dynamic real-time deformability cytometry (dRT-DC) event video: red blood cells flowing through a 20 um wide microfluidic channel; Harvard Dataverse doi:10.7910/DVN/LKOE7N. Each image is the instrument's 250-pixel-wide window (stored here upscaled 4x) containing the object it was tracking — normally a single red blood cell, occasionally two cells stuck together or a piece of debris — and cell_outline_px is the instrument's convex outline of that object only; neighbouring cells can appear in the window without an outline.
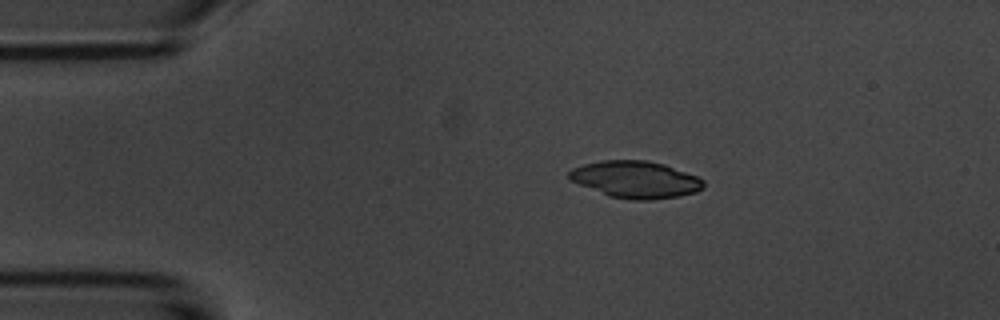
{"species": "common noctule bat (a hibernating species)", "species_latin": "Nyctalus noctula", "temperature_condition": "room temperature", "stored_images_in_passage": 45, "camera_frame_rate_fps": 3000, "um_per_image_px": 0.085, "animal": {"sex": "male", "body_mass_g": 20.1, "forearm_length_mm": 53.5}, "frame": {"image": 1, "passage_image": 1, "time_ms": 0.0, "image_size_px": [1000, 320], "cell_outline_px": [[704, 188], [696, 192], [680, 196], [652, 200], [632, 200], [608, 196], [568, 180], [568, 172], [572, 168], [584, 164], [600, 160], [644, 160], [664, 164], [696, 176], [704, 180]], "centroid_in_image_um": [54.0, 15.26], "position_along_channel_um": 31.0, "area_um2": 29.13}}